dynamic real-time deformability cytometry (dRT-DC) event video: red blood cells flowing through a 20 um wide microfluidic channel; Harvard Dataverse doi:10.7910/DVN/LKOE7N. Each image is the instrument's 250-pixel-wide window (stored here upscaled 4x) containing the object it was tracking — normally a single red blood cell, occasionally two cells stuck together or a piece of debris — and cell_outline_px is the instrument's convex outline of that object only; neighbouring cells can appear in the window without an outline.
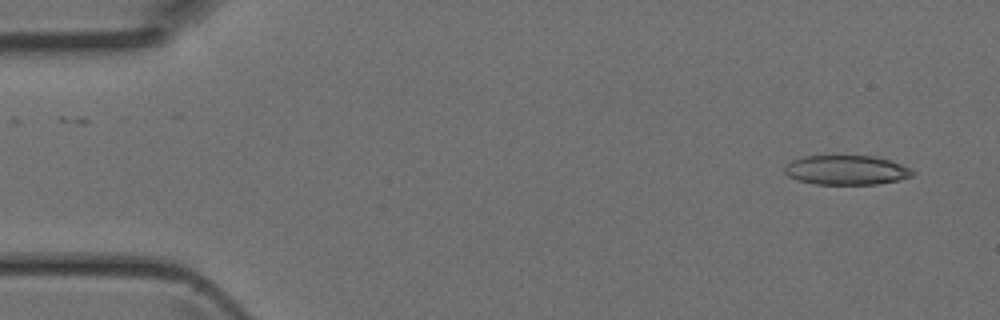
{"species": "Egyptian fruit bat (a non-hibernating species)", "species_latin": "Rousettus aegyptiacus", "temperature_condition": "room temperature", "stored_images_in_passage": 2, "camera_frame_rate_fps": 3000, "um_per_image_px": 0.085, "animal": {"sex": "female"}, "frame": {"image": 1, "passage_image": 2, "time_ms": 0.333, "image_size_px": [1000, 320], "cell_outline_px": [[916, 172], [912, 176], [896, 180], [876, 184], [812, 184], [788, 176], [784, 172], [784, 168], [792, 160], [804, 156], [836, 152], [872, 156], [888, 160], [912, 168]], "centroid_in_image_um": [71.91, 14.4], "position_along_channel_um": 13.1, "area_um2": 22.77}}